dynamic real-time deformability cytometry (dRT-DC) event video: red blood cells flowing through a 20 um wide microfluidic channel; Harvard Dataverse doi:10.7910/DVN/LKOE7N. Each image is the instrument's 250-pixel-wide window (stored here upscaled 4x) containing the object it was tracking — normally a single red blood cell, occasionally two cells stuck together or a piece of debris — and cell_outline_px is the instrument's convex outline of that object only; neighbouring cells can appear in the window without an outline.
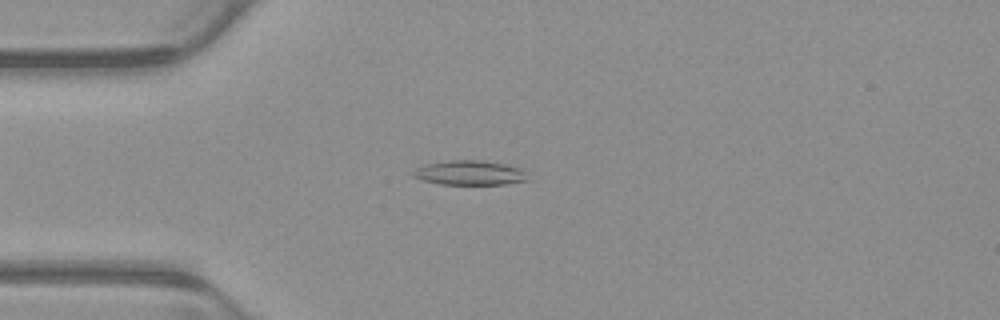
{"species": "common noctule bat (a hibernating species)", "species_latin": "Nyctalus noctula", "temperature_condition": "warm", "stored_images_in_passage": 53, "camera_frame_rate_fps": 3000, "um_per_image_px": 0.085, "animal": {"sex": "male", "body_mass_g": 23.1, "forearm_length_mm": 52.7}, "frame": {"image": 1, "passage_image": 14, "time_ms": 4.333, "image_size_px": [1000, 320], "cell_outline_px": [[532, 180], [504, 184], [440, 184], [424, 180], [412, 176], [412, 172], [416, 168], [428, 164], [448, 160], [480, 160], [504, 164], [520, 168]], "centroid_in_image_um": [39.96, 14.69], "position_along_channel_um": 45.0, "area_um2": 16.3}}
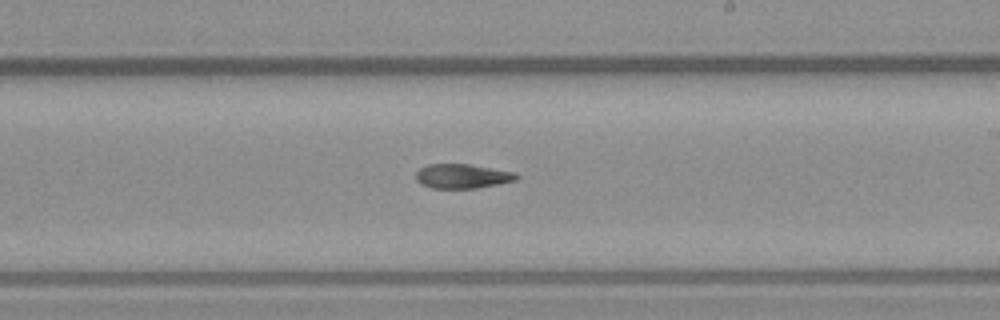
{"frame": {"image": 2, "passage_image": 31, "time_ms": 10.0, "image_size_px": [1000, 320], "cell_outline_px": [[520, 176], [516, 180], [476, 188], [432, 188], [420, 184], [416, 180], [416, 172], [420, 168], [428, 164], [468, 164], [516, 172]], "centroid_in_image_um": [39.28, 14.97], "position_along_channel_um": 249.7, "area_um2": 14.28}}
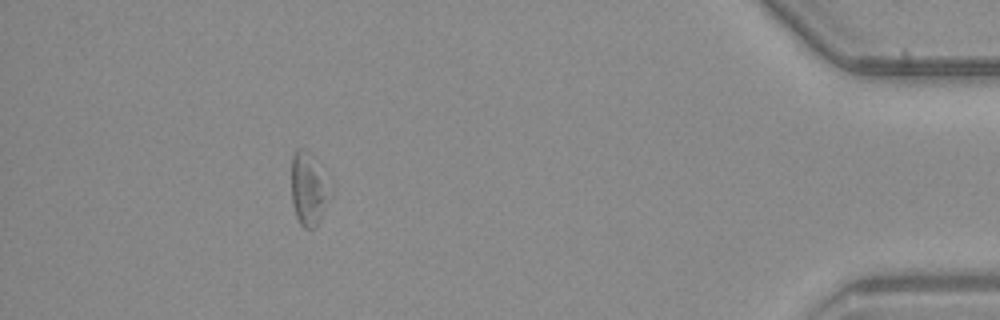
{"frame": {"image": 3, "passage_image": 48, "time_ms": 15.667, "image_size_px": [1000, 320], "cell_outline_px": [[328, 192], [320, 220], [316, 228], [304, 228], [300, 224], [296, 216], [292, 200], [292, 156], [296, 148], [308, 148], [312, 152], [328, 188]], "centroid_in_image_um": [26.16, 16.02], "position_along_channel_um": 409.0, "area_um2": 15.84}}